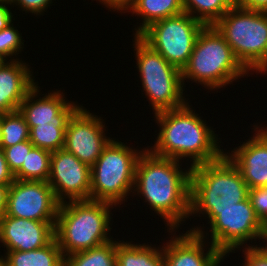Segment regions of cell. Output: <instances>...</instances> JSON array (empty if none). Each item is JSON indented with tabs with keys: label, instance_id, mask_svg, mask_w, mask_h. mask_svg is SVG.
I'll list each match as a JSON object with an SVG mask.
<instances>
[{
	"label": "cell",
	"instance_id": "6da1fadb",
	"mask_svg": "<svg viewBox=\"0 0 267 266\" xmlns=\"http://www.w3.org/2000/svg\"><path fill=\"white\" fill-rule=\"evenodd\" d=\"M180 163L157 156L145 147L136 164L133 190V195H142L144 202L164 220L167 232H175L174 235L190 217L191 167L182 169Z\"/></svg>",
	"mask_w": 267,
	"mask_h": 266
},
{
	"label": "cell",
	"instance_id": "7a4b0ae2",
	"mask_svg": "<svg viewBox=\"0 0 267 266\" xmlns=\"http://www.w3.org/2000/svg\"><path fill=\"white\" fill-rule=\"evenodd\" d=\"M154 116L161 129L155 144L151 148L147 146L153 154L178 161L191 158V168L216 161L224 155L218 140L221 138L206 124V120L193 112L189 102L177 109L155 113Z\"/></svg>",
	"mask_w": 267,
	"mask_h": 266
},
{
	"label": "cell",
	"instance_id": "3957f363",
	"mask_svg": "<svg viewBox=\"0 0 267 266\" xmlns=\"http://www.w3.org/2000/svg\"><path fill=\"white\" fill-rule=\"evenodd\" d=\"M114 206L107 202L92 200H66L60 203L55 224V238L62 255L65 257L111 241L113 237L109 231L112 229L111 209Z\"/></svg>",
	"mask_w": 267,
	"mask_h": 266
},
{
	"label": "cell",
	"instance_id": "277c9868",
	"mask_svg": "<svg viewBox=\"0 0 267 266\" xmlns=\"http://www.w3.org/2000/svg\"><path fill=\"white\" fill-rule=\"evenodd\" d=\"M248 192L240 171L225 154L216 161L193 166L190 175V216H204L210 209L234 207L248 198Z\"/></svg>",
	"mask_w": 267,
	"mask_h": 266
},
{
	"label": "cell",
	"instance_id": "5b68a950",
	"mask_svg": "<svg viewBox=\"0 0 267 266\" xmlns=\"http://www.w3.org/2000/svg\"><path fill=\"white\" fill-rule=\"evenodd\" d=\"M181 74L183 85L185 80H191L208 90H219L250 73L235 58L224 37L210 25L199 33Z\"/></svg>",
	"mask_w": 267,
	"mask_h": 266
},
{
	"label": "cell",
	"instance_id": "8992f818",
	"mask_svg": "<svg viewBox=\"0 0 267 266\" xmlns=\"http://www.w3.org/2000/svg\"><path fill=\"white\" fill-rule=\"evenodd\" d=\"M115 140L111 139L91 167L90 200L107 202L116 207L133 194L135 168L144 149H132Z\"/></svg>",
	"mask_w": 267,
	"mask_h": 266
},
{
	"label": "cell",
	"instance_id": "52a82bcc",
	"mask_svg": "<svg viewBox=\"0 0 267 266\" xmlns=\"http://www.w3.org/2000/svg\"><path fill=\"white\" fill-rule=\"evenodd\" d=\"M213 26L249 73H264L267 47L266 11L249 10L235 4Z\"/></svg>",
	"mask_w": 267,
	"mask_h": 266
},
{
	"label": "cell",
	"instance_id": "ba28073f",
	"mask_svg": "<svg viewBox=\"0 0 267 266\" xmlns=\"http://www.w3.org/2000/svg\"><path fill=\"white\" fill-rule=\"evenodd\" d=\"M134 38L136 68L140 73L142 90L145 91L154 114L184 106L188 100L183 93L185 85L181 70L169 64L139 36Z\"/></svg>",
	"mask_w": 267,
	"mask_h": 266
},
{
	"label": "cell",
	"instance_id": "9c48e42d",
	"mask_svg": "<svg viewBox=\"0 0 267 266\" xmlns=\"http://www.w3.org/2000/svg\"><path fill=\"white\" fill-rule=\"evenodd\" d=\"M206 25L186 12L151 24L139 37L165 60L183 70Z\"/></svg>",
	"mask_w": 267,
	"mask_h": 266
},
{
	"label": "cell",
	"instance_id": "30bf717a",
	"mask_svg": "<svg viewBox=\"0 0 267 266\" xmlns=\"http://www.w3.org/2000/svg\"><path fill=\"white\" fill-rule=\"evenodd\" d=\"M204 217L210 225V239L214 247L226 257L230 252L249 246L247 242L261 240L265 225L257 217L249 198L228 209H210ZM245 243L247 245H245Z\"/></svg>",
	"mask_w": 267,
	"mask_h": 266
},
{
	"label": "cell",
	"instance_id": "8fae6325",
	"mask_svg": "<svg viewBox=\"0 0 267 266\" xmlns=\"http://www.w3.org/2000/svg\"><path fill=\"white\" fill-rule=\"evenodd\" d=\"M60 202L47 181L15 179L7 196V216L56 222Z\"/></svg>",
	"mask_w": 267,
	"mask_h": 266
},
{
	"label": "cell",
	"instance_id": "7c38bea8",
	"mask_svg": "<svg viewBox=\"0 0 267 266\" xmlns=\"http://www.w3.org/2000/svg\"><path fill=\"white\" fill-rule=\"evenodd\" d=\"M81 106L70 117L65 131L64 149L92 167L112 138L106 136L104 120Z\"/></svg>",
	"mask_w": 267,
	"mask_h": 266
},
{
	"label": "cell",
	"instance_id": "4fadbf2b",
	"mask_svg": "<svg viewBox=\"0 0 267 266\" xmlns=\"http://www.w3.org/2000/svg\"><path fill=\"white\" fill-rule=\"evenodd\" d=\"M47 182L60 203L90 200L91 167L64 148L52 152Z\"/></svg>",
	"mask_w": 267,
	"mask_h": 266
},
{
	"label": "cell",
	"instance_id": "5bb4252c",
	"mask_svg": "<svg viewBox=\"0 0 267 266\" xmlns=\"http://www.w3.org/2000/svg\"><path fill=\"white\" fill-rule=\"evenodd\" d=\"M196 227L187 230L182 235L171 236V240L162 246L165 266L221 265V262L225 259V255L211 243L209 245L206 243L207 230L204 233V229L201 226ZM204 247L208 250L206 251Z\"/></svg>",
	"mask_w": 267,
	"mask_h": 266
},
{
	"label": "cell",
	"instance_id": "9a60e30c",
	"mask_svg": "<svg viewBox=\"0 0 267 266\" xmlns=\"http://www.w3.org/2000/svg\"><path fill=\"white\" fill-rule=\"evenodd\" d=\"M39 89L40 87L36 84L27 93L18 109L29 128L46 123H54L55 127H66L70 117L80 107L77 101L76 104L69 100L67 102L65 93L60 90L50 93L48 91V94L39 97L41 95Z\"/></svg>",
	"mask_w": 267,
	"mask_h": 266
},
{
	"label": "cell",
	"instance_id": "2e32d148",
	"mask_svg": "<svg viewBox=\"0 0 267 266\" xmlns=\"http://www.w3.org/2000/svg\"><path fill=\"white\" fill-rule=\"evenodd\" d=\"M248 141L224 154L238 168L249 189L267 186V128L254 125Z\"/></svg>",
	"mask_w": 267,
	"mask_h": 266
},
{
	"label": "cell",
	"instance_id": "e0dca14e",
	"mask_svg": "<svg viewBox=\"0 0 267 266\" xmlns=\"http://www.w3.org/2000/svg\"><path fill=\"white\" fill-rule=\"evenodd\" d=\"M56 222H42L4 215L0 220V243L7 251H30L55 238Z\"/></svg>",
	"mask_w": 267,
	"mask_h": 266
},
{
	"label": "cell",
	"instance_id": "ac0fdd59",
	"mask_svg": "<svg viewBox=\"0 0 267 266\" xmlns=\"http://www.w3.org/2000/svg\"><path fill=\"white\" fill-rule=\"evenodd\" d=\"M28 66L19 59L3 61L0 65V114L17 111L27 93L37 84Z\"/></svg>",
	"mask_w": 267,
	"mask_h": 266
},
{
	"label": "cell",
	"instance_id": "d6986e66",
	"mask_svg": "<svg viewBox=\"0 0 267 266\" xmlns=\"http://www.w3.org/2000/svg\"><path fill=\"white\" fill-rule=\"evenodd\" d=\"M129 10L142 18L134 33L139 36L151 24L183 13L184 7L183 0H136Z\"/></svg>",
	"mask_w": 267,
	"mask_h": 266
},
{
	"label": "cell",
	"instance_id": "ffe728a7",
	"mask_svg": "<svg viewBox=\"0 0 267 266\" xmlns=\"http://www.w3.org/2000/svg\"><path fill=\"white\" fill-rule=\"evenodd\" d=\"M0 256L6 266H63L64 256L56 238L42 248L30 251H6Z\"/></svg>",
	"mask_w": 267,
	"mask_h": 266
},
{
	"label": "cell",
	"instance_id": "44dd1931",
	"mask_svg": "<svg viewBox=\"0 0 267 266\" xmlns=\"http://www.w3.org/2000/svg\"><path fill=\"white\" fill-rule=\"evenodd\" d=\"M130 242L116 241L117 266H165L162 247Z\"/></svg>",
	"mask_w": 267,
	"mask_h": 266
},
{
	"label": "cell",
	"instance_id": "7402d4cb",
	"mask_svg": "<svg viewBox=\"0 0 267 266\" xmlns=\"http://www.w3.org/2000/svg\"><path fill=\"white\" fill-rule=\"evenodd\" d=\"M63 266H117L116 240L65 256Z\"/></svg>",
	"mask_w": 267,
	"mask_h": 266
},
{
	"label": "cell",
	"instance_id": "603a6c76",
	"mask_svg": "<svg viewBox=\"0 0 267 266\" xmlns=\"http://www.w3.org/2000/svg\"><path fill=\"white\" fill-rule=\"evenodd\" d=\"M235 4L236 0H183L184 12L206 26L214 25Z\"/></svg>",
	"mask_w": 267,
	"mask_h": 266
},
{
	"label": "cell",
	"instance_id": "cb8c5ba5",
	"mask_svg": "<svg viewBox=\"0 0 267 266\" xmlns=\"http://www.w3.org/2000/svg\"><path fill=\"white\" fill-rule=\"evenodd\" d=\"M52 152L33 147L21 168L14 174L18 180L48 181Z\"/></svg>",
	"mask_w": 267,
	"mask_h": 266
},
{
	"label": "cell",
	"instance_id": "d4e9b609",
	"mask_svg": "<svg viewBox=\"0 0 267 266\" xmlns=\"http://www.w3.org/2000/svg\"><path fill=\"white\" fill-rule=\"evenodd\" d=\"M1 147H10L27 141L30 128L19 110L0 114Z\"/></svg>",
	"mask_w": 267,
	"mask_h": 266
},
{
	"label": "cell",
	"instance_id": "484cf974",
	"mask_svg": "<svg viewBox=\"0 0 267 266\" xmlns=\"http://www.w3.org/2000/svg\"><path fill=\"white\" fill-rule=\"evenodd\" d=\"M66 127H55L54 123L37 125L30 129V142L34 147L54 152L64 147Z\"/></svg>",
	"mask_w": 267,
	"mask_h": 266
},
{
	"label": "cell",
	"instance_id": "4316f807",
	"mask_svg": "<svg viewBox=\"0 0 267 266\" xmlns=\"http://www.w3.org/2000/svg\"><path fill=\"white\" fill-rule=\"evenodd\" d=\"M22 34L14 27L13 23L0 31V58L4 61L18 60L16 55L23 51L24 40ZM22 49V50H21ZM15 55V56H14ZM16 59H14V57ZM9 57V58H8Z\"/></svg>",
	"mask_w": 267,
	"mask_h": 266
},
{
	"label": "cell",
	"instance_id": "83f0119b",
	"mask_svg": "<svg viewBox=\"0 0 267 266\" xmlns=\"http://www.w3.org/2000/svg\"><path fill=\"white\" fill-rule=\"evenodd\" d=\"M34 147L30 140L17 143L10 147H1L4 150L9 170L15 174L27 158V154Z\"/></svg>",
	"mask_w": 267,
	"mask_h": 266
},
{
	"label": "cell",
	"instance_id": "f1b7e54d",
	"mask_svg": "<svg viewBox=\"0 0 267 266\" xmlns=\"http://www.w3.org/2000/svg\"><path fill=\"white\" fill-rule=\"evenodd\" d=\"M248 198L257 217L267 226V186L249 189Z\"/></svg>",
	"mask_w": 267,
	"mask_h": 266
},
{
	"label": "cell",
	"instance_id": "f546056e",
	"mask_svg": "<svg viewBox=\"0 0 267 266\" xmlns=\"http://www.w3.org/2000/svg\"><path fill=\"white\" fill-rule=\"evenodd\" d=\"M244 248L245 261L243 262L245 263H242L243 266H267V253L263 248L258 247L257 244Z\"/></svg>",
	"mask_w": 267,
	"mask_h": 266
},
{
	"label": "cell",
	"instance_id": "4dcf8cb0",
	"mask_svg": "<svg viewBox=\"0 0 267 266\" xmlns=\"http://www.w3.org/2000/svg\"><path fill=\"white\" fill-rule=\"evenodd\" d=\"M49 4H52V0H12L10 6H18L21 8L20 10L26 13L29 12L34 15L36 14V16H41L50 7Z\"/></svg>",
	"mask_w": 267,
	"mask_h": 266
},
{
	"label": "cell",
	"instance_id": "1f68e13d",
	"mask_svg": "<svg viewBox=\"0 0 267 266\" xmlns=\"http://www.w3.org/2000/svg\"><path fill=\"white\" fill-rule=\"evenodd\" d=\"M14 180V174L9 170L4 150L0 148V185H11Z\"/></svg>",
	"mask_w": 267,
	"mask_h": 266
},
{
	"label": "cell",
	"instance_id": "d6a6232c",
	"mask_svg": "<svg viewBox=\"0 0 267 266\" xmlns=\"http://www.w3.org/2000/svg\"><path fill=\"white\" fill-rule=\"evenodd\" d=\"M101 4L105 5V7L110 9H114L116 12L126 13L129 9L135 4L136 0H96ZM126 11V12H125Z\"/></svg>",
	"mask_w": 267,
	"mask_h": 266
},
{
	"label": "cell",
	"instance_id": "836d02e7",
	"mask_svg": "<svg viewBox=\"0 0 267 266\" xmlns=\"http://www.w3.org/2000/svg\"><path fill=\"white\" fill-rule=\"evenodd\" d=\"M236 4L245 9L267 12V0H236Z\"/></svg>",
	"mask_w": 267,
	"mask_h": 266
},
{
	"label": "cell",
	"instance_id": "e575fe53",
	"mask_svg": "<svg viewBox=\"0 0 267 266\" xmlns=\"http://www.w3.org/2000/svg\"><path fill=\"white\" fill-rule=\"evenodd\" d=\"M9 5V3H0V31L7 28L14 20Z\"/></svg>",
	"mask_w": 267,
	"mask_h": 266
},
{
	"label": "cell",
	"instance_id": "d590c367",
	"mask_svg": "<svg viewBox=\"0 0 267 266\" xmlns=\"http://www.w3.org/2000/svg\"><path fill=\"white\" fill-rule=\"evenodd\" d=\"M9 187L10 185H0V220L6 213Z\"/></svg>",
	"mask_w": 267,
	"mask_h": 266
},
{
	"label": "cell",
	"instance_id": "8d00e7d4",
	"mask_svg": "<svg viewBox=\"0 0 267 266\" xmlns=\"http://www.w3.org/2000/svg\"><path fill=\"white\" fill-rule=\"evenodd\" d=\"M262 241H263V243L264 242H267V226L265 227V230H264V232H263V234H262ZM264 239V240H263ZM266 240V241H265ZM261 248H263L264 250H265V252L267 253V243H266V245L265 246H260Z\"/></svg>",
	"mask_w": 267,
	"mask_h": 266
},
{
	"label": "cell",
	"instance_id": "74e56055",
	"mask_svg": "<svg viewBox=\"0 0 267 266\" xmlns=\"http://www.w3.org/2000/svg\"><path fill=\"white\" fill-rule=\"evenodd\" d=\"M267 73V47L264 55V74Z\"/></svg>",
	"mask_w": 267,
	"mask_h": 266
},
{
	"label": "cell",
	"instance_id": "f35d334b",
	"mask_svg": "<svg viewBox=\"0 0 267 266\" xmlns=\"http://www.w3.org/2000/svg\"><path fill=\"white\" fill-rule=\"evenodd\" d=\"M12 0H0V3H9L11 4Z\"/></svg>",
	"mask_w": 267,
	"mask_h": 266
},
{
	"label": "cell",
	"instance_id": "ab89813d",
	"mask_svg": "<svg viewBox=\"0 0 267 266\" xmlns=\"http://www.w3.org/2000/svg\"><path fill=\"white\" fill-rule=\"evenodd\" d=\"M0 266H6L4 260L0 257Z\"/></svg>",
	"mask_w": 267,
	"mask_h": 266
},
{
	"label": "cell",
	"instance_id": "60d3db41",
	"mask_svg": "<svg viewBox=\"0 0 267 266\" xmlns=\"http://www.w3.org/2000/svg\"><path fill=\"white\" fill-rule=\"evenodd\" d=\"M0 148H1V127H0Z\"/></svg>",
	"mask_w": 267,
	"mask_h": 266
},
{
	"label": "cell",
	"instance_id": "b9f144b4",
	"mask_svg": "<svg viewBox=\"0 0 267 266\" xmlns=\"http://www.w3.org/2000/svg\"><path fill=\"white\" fill-rule=\"evenodd\" d=\"M3 61H4V60L0 58V65L3 63Z\"/></svg>",
	"mask_w": 267,
	"mask_h": 266
}]
</instances>
